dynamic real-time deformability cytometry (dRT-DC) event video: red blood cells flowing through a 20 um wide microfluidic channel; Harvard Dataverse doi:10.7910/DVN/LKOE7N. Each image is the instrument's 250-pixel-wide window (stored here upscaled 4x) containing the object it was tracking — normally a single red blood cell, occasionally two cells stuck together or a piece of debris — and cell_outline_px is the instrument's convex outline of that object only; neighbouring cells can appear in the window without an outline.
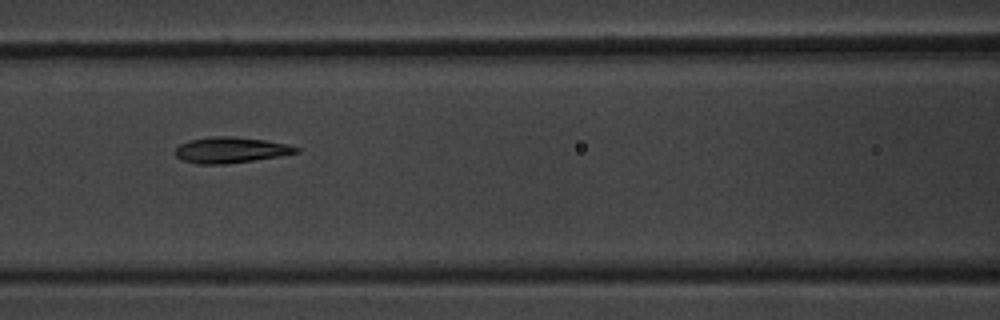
{"species": "common noctule bat (a hibernating species)", "species_latin": "Nyctalus noctula", "temperature_condition": "warm", "stored_images_in_passage": 10, "camera_frame_rate_fps": 3000, "um_per_image_px": 0.085, "animal": {"sex": "male", "body_mass_g": 20.1, "forearm_length_mm": 53.5}, "frame": {"image": 1, "passage_image": 7, "time_ms": 7.667, "image_size_px": [1000, 320], "cell_outline_px": [[300, 152], [280, 156], [228, 164], [196, 164], [184, 160], [176, 156], [176, 148], [180, 144], [188, 140], [212, 136], [236, 136], [264, 140], [288, 144], [300, 148]], "centroid_in_image_um": [19.63, 12.75], "position_along_channel_um": 147.0, "area_um2": 18.32}}
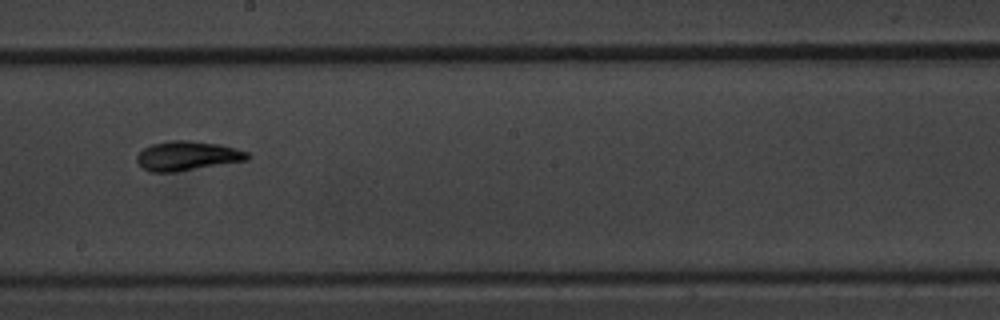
{"frame": {"image": 2, "passage_image": 9, "time_ms": 10.0, "image_size_px": [1000, 320], "cell_outline_px": [[252, 156], [248, 160], [176, 172], [148, 172], [136, 160], [136, 156], [144, 148], [152, 144], [172, 140], [188, 140], [220, 144], [248, 152]], "centroid_in_image_um": [15.94, 13.25], "position_along_channel_um": 232.3, "area_um2": 18.96}}
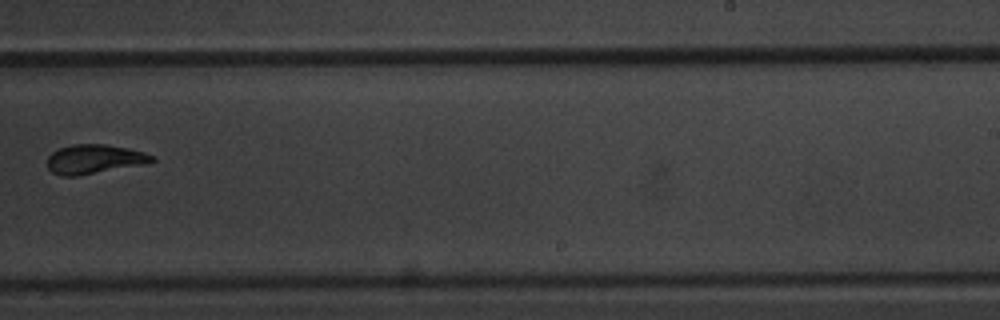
{"frame": {"image": 3, "passage_image": 10, "time_ms": 11.333, "image_size_px": [1000, 320], "cell_outline_px": [[156, 160], [144, 164], [76, 176], [60, 176], [52, 172], [48, 168], [48, 156], [52, 152], [60, 148], [72, 144], [104, 144], [128, 148], [144, 152], [156, 156]], "centroid_in_image_um": [8.02, 13.52], "position_along_channel_um": 281.0, "area_um2": 17.8}}